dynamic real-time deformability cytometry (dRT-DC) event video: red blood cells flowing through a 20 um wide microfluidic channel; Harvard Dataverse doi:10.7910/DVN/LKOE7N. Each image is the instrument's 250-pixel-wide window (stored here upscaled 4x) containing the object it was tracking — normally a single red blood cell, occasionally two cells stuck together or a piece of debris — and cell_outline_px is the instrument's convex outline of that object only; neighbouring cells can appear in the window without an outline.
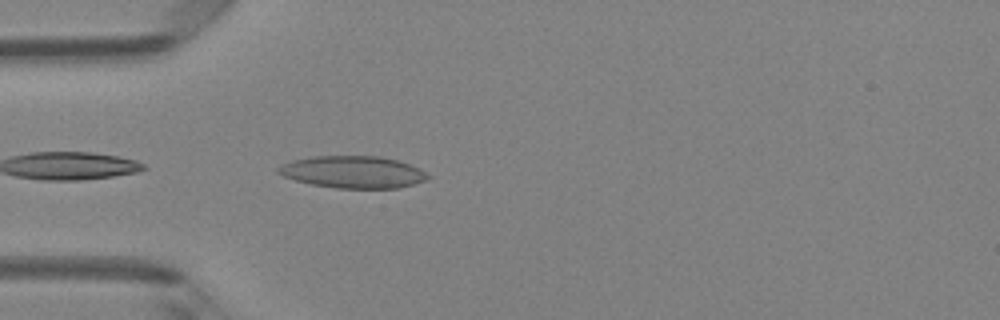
{"species": "Egyptian fruit bat (a non-hibernating species)", "species_latin": "Rousettus aegyptiacus", "temperature_condition": "room temperature", "stored_images_in_passage": 4, "camera_frame_rate_fps": 3000, "um_per_image_px": 0.085, "animal": {"sex": "female"}, "frame": {"image": 1, "passage_image": 1, "time_ms": 0.0, "image_size_px": [1000, 320], "cell_outline_px": [[432, 176], [424, 180], [400, 188], [336, 188], [312, 184], [296, 180], [284, 176], [276, 172], [276, 168], [292, 160], [316, 156], [380, 156], [396, 160], [408, 164]], "centroid_in_image_um": [29.98, 14.62], "position_along_channel_um": 55.0, "area_um2": 27.63}}